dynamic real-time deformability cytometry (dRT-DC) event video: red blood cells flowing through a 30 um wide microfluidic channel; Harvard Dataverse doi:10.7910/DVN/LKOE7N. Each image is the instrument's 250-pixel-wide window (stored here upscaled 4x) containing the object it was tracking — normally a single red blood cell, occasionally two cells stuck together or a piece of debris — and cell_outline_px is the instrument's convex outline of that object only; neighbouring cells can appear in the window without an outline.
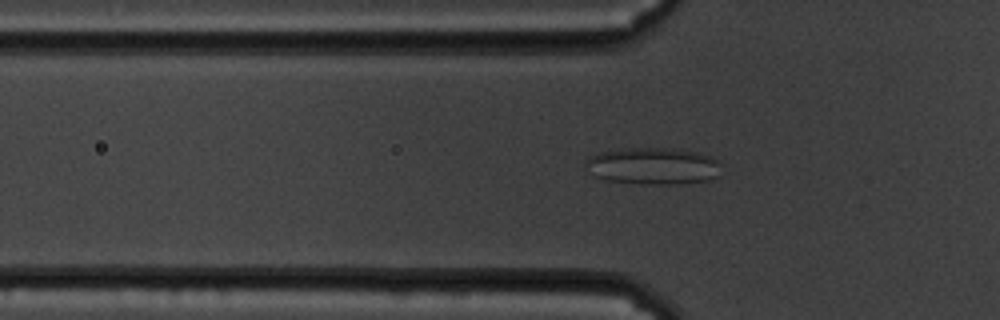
{"species": "common noctule bat (a hibernating species)", "species_latin": "Nyctalus noctula", "temperature_condition": "cold", "stored_images_in_passage": 51, "camera_frame_rate_fps": 3000, "um_per_image_px": 0.085, "animal": {"sex": "male", "body_mass_g": 19.5, "forearm_length_mm": 54.6}, "frame": {"image": 1, "passage_image": 11, "time_ms": 3.333, "image_size_px": [1000, 320], "cell_outline_px": [[720, 164], [716, 176], [708, 180], [676, 184], [644, 184], [604, 180], [592, 176], [584, 168], [584, 164], [588, 156], [604, 152], [628, 148], [680, 148], [712, 156]], "centroid_in_image_um": [55.45, 14.11], "position_along_channel_um": 70.3, "area_um2": 29.36}}
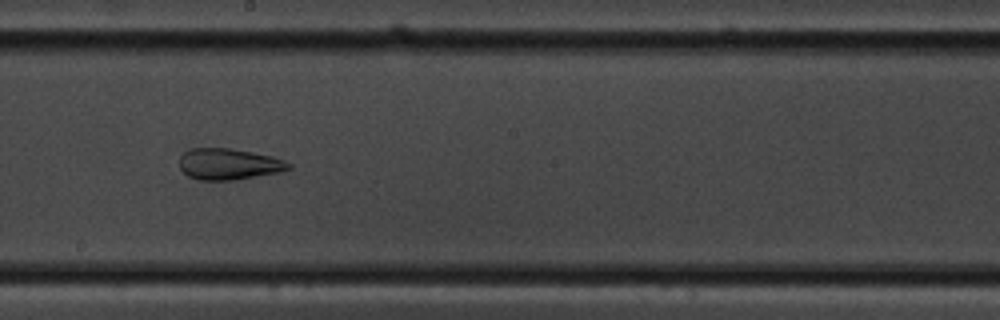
{"frame": {"image": 2, "passage_image": 25, "time_ms": 8.0, "image_size_px": [1000, 320], "cell_outline_px": [[292, 168], [280, 172], [236, 180], [200, 180], [188, 176], [180, 168], [180, 156], [188, 148], [228, 148], [252, 152], [272, 156], [284, 160], [292, 164]], "centroid_in_image_um": [19.46, 13.95], "position_along_channel_um": 228.7, "area_um2": 20.0}}
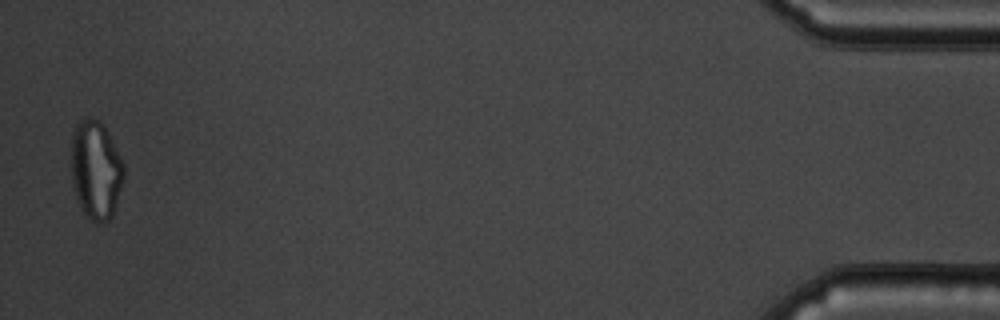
{"frame": {"image": 3, "passage_image": 50, "time_ms": 16.333, "image_size_px": [1000, 320], "cell_outline_px": [[124, 180], [112, 216], [108, 220], [88, 220], [84, 216], [76, 200], [72, 180], [72, 128], [84, 116], [100, 120], [116, 148], [124, 164]], "centroid_in_image_um": [8.13, 14.43], "position_along_channel_um": 427.1, "area_um2": 30.35}, "authors_computed_cell_mechanics": {"area_um2": 27.0504, "velocity_mm_per_s": 3.4079, "shape_relaxation_time_tau1_ms": null, "shape_relaxation_time_tau2_ms": 2.0632, "deformation_change_tau1": null, "deformation_change_tau2": 0.0926}}